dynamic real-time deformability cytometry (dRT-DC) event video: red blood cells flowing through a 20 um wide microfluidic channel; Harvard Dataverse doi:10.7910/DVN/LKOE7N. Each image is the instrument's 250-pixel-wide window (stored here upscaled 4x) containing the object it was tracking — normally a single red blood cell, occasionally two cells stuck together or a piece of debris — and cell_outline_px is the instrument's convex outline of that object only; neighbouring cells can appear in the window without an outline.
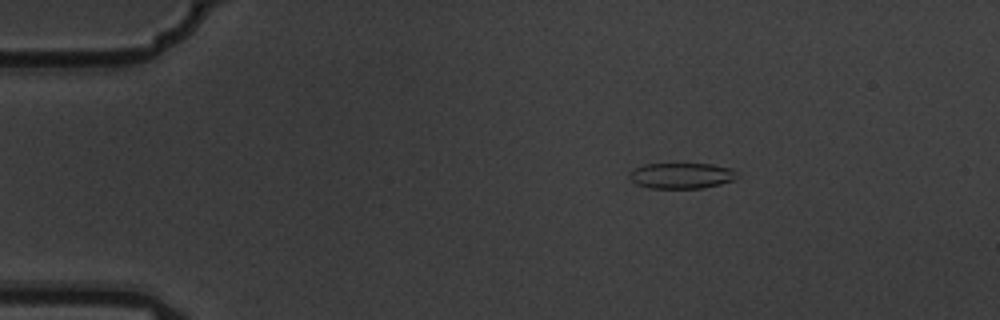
{"species": "common noctule bat (a hibernating species)", "species_latin": "Nyctalus noctula", "temperature_condition": "warm", "stored_images_in_passage": 3, "camera_frame_rate_fps": 3000, "um_per_image_px": 0.085, "animal": {"sex": "male", "body_mass_g": 19.5, "forearm_length_mm": 54.6}, "frame": {"image": 1, "passage_image": 1, "time_ms": 0.0, "image_size_px": [1000, 320], "cell_outline_px": [[740, 176], [736, 180], [704, 188], [648, 188], [636, 184], [628, 176], [628, 172], [644, 164], [712, 164], [732, 168]], "centroid_in_image_um": [57.96, 14.93], "position_along_channel_um": 27.0, "area_um2": 16.36}}